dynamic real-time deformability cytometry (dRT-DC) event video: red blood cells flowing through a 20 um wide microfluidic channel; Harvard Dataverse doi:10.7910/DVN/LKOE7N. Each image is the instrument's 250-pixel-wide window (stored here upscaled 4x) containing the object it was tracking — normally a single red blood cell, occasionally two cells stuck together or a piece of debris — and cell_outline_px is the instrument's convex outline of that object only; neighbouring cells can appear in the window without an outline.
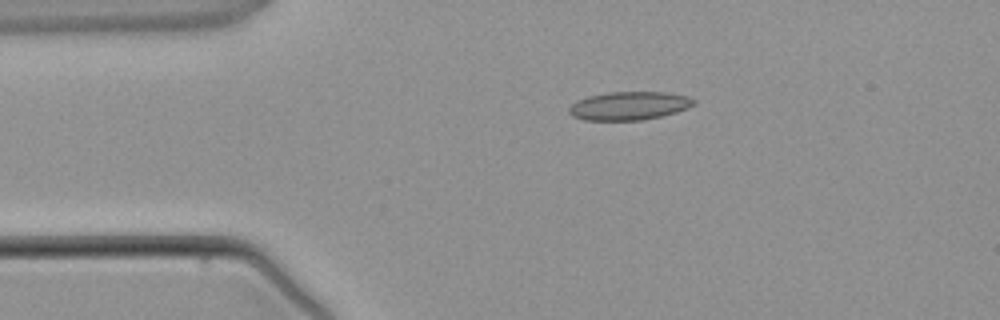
{"species": "common noctule bat (a hibernating species)", "species_latin": "Nyctalus noctula", "temperature_condition": "warm", "stored_images_in_passage": 3, "camera_frame_rate_fps": 3000, "um_per_image_px": 0.085, "animal": {"sex": "male", "body_mass_g": 21.5, "forearm_length_mm": 52.0}, "frame": {"image": 1, "passage_image": 2, "time_ms": 1.333, "image_size_px": [1000, 320], "cell_outline_px": [[696, 104], [688, 108], [676, 112], [644, 120], [584, 120], [572, 116], [568, 112], [568, 108], [576, 100], [588, 96], [608, 92], [668, 92], [688, 96], [696, 100]], "centroid_in_image_um": [53.48, 8.99], "position_along_channel_um": 31.5, "area_um2": 20.81}}